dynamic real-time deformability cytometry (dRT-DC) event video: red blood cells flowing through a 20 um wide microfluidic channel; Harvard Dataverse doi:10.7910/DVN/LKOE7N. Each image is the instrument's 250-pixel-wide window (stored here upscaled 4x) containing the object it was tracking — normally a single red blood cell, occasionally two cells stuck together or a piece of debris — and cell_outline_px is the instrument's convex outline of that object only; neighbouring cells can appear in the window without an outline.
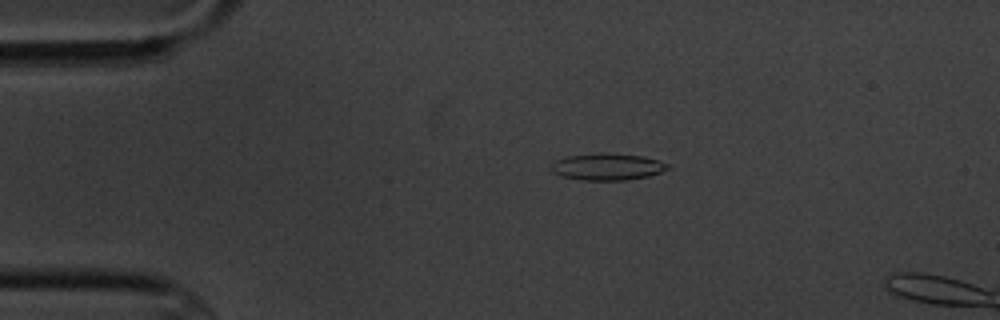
{"species": "common noctule bat (a hibernating species)", "species_latin": "Nyctalus noctula", "temperature_condition": "cold", "stored_images_in_passage": 3, "camera_frame_rate_fps": 3000, "um_per_image_px": 0.085, "animal": {"sex": "male", "body_mass_g": 20.1, "forearm_length_mm": 53.5}, "frame": {"image": 1, "passage_image": 1, "time_ms": 0.0, "image_size_px": [1000, 320], "cell_outline_px": [[668, 168], [660, 172], [648, 176], [628, 180], [584, 180], [560, 176], [552, 172], [548, 168], [548, 164], [552, 160], [568, 156], [600, 152], [608, 152], [644, 156], [660, 160], [668, 164]], "centroid_in_image_um": [51.55, 14.16], "position_along_channel_um": 33.5, "area_um2": 18.67}}